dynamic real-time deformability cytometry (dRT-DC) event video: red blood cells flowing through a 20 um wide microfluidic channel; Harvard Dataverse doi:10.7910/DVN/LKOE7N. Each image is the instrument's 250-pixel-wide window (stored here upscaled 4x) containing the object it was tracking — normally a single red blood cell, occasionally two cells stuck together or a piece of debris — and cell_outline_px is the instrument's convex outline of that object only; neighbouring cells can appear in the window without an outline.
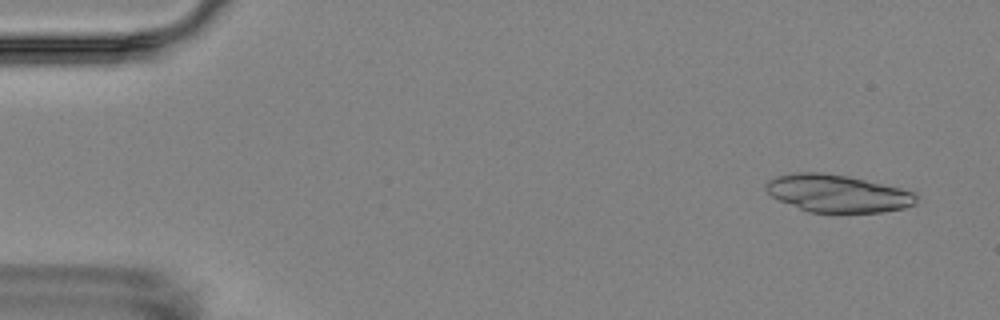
{"species": "Egyptian fruit bat (a non-hibernating species)", "species_latin": "Rousettus aegyptiacus", "temperature_condition": "room temperature", "stored_images_in_passage": 4, "camera_frame_rate_fps": 3000, "um_per_image_px": 0.085, "animal": {"sex": "female"}, "frame": {"image": 1, "passage_image": 1, "time_ms": 0.0, "image_size_px": [1000, 320], "cell_outline_px": [[916, 204], [904, 208], [880, 212], [836, 216], [808, 212], [780, 200], [772, 196], [764, 188], [764, 184], [768, 180], [776, 176], [792, 172], [824, 172], [848, 176], [900, 188], [916, 192]], "centroid_in_image_um": [71.18, 16.48], "position_along_channel_um": 13.8, "area_um2": 33.87}}